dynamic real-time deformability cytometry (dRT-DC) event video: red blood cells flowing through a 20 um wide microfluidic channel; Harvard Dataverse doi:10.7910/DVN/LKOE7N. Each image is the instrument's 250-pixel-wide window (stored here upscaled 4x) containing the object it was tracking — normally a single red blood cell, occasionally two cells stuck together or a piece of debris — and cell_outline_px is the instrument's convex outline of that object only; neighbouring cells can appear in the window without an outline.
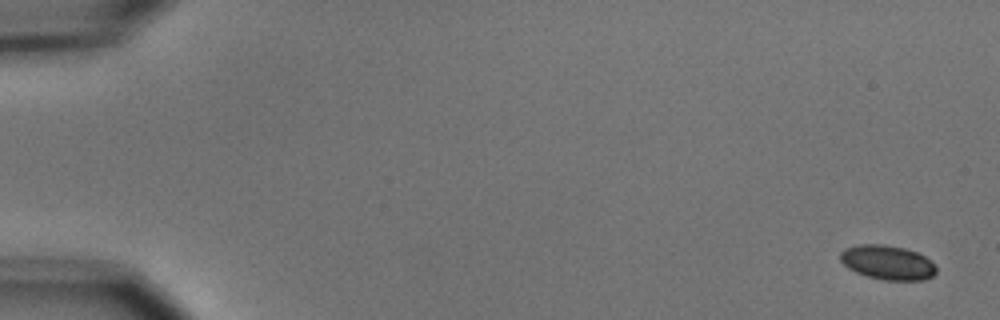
{"species": "common noctule bat (a hibernating species)", "species_latin": "Nyctalus noctula", "temperature_condition": "cold", "stored_images_in_passage": 6, "camera_frame_rate_fps": 3000, "um_per_image_px": 0.085, "animal": {"sex": "male", "body_mass_g": 15.6}, "frame": {"image": 1, "passage_image": 1, "time_ms": 0.0, "image_size_px": [1000, 320], "cell_outline_px": [[936, 272], [932, 276], [924, 280], [884, 280], [868, 276], [856, 272], [848, 268], [840, 260], [840, 252], [844, 248], [856, 244], [884, 244], [904, 248], [916, 252], [924, 256], [936, 264]], "centroid_in_image_um": [75.43, 22.3], "position_along_channel_um": 9.6, "area_um2": 19.31}}
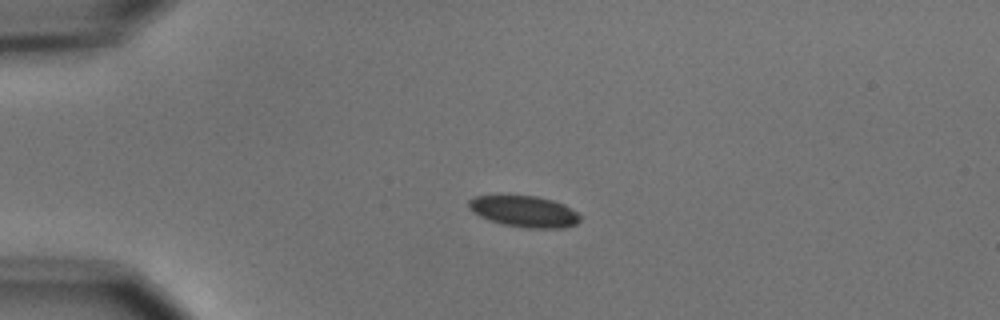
{"frame": {"image": 2, "passage_image": 4, "time_ms": 4.0, "image_size_px": [1000, 320], "cell_outline_px": [[580, 220], [576, 224], [564, 228], [528, 228], [504, 224], [480, 216], [472, 212], [468, 208], [468, 200], [472, 196], [536, 196], [552, 200], [564, 204], [576, 212], [580, 216]], "centroid_in_image_um": [44.56, 17.97], "position_along_channel_um": 40.4, "area_um2": 20.11}}